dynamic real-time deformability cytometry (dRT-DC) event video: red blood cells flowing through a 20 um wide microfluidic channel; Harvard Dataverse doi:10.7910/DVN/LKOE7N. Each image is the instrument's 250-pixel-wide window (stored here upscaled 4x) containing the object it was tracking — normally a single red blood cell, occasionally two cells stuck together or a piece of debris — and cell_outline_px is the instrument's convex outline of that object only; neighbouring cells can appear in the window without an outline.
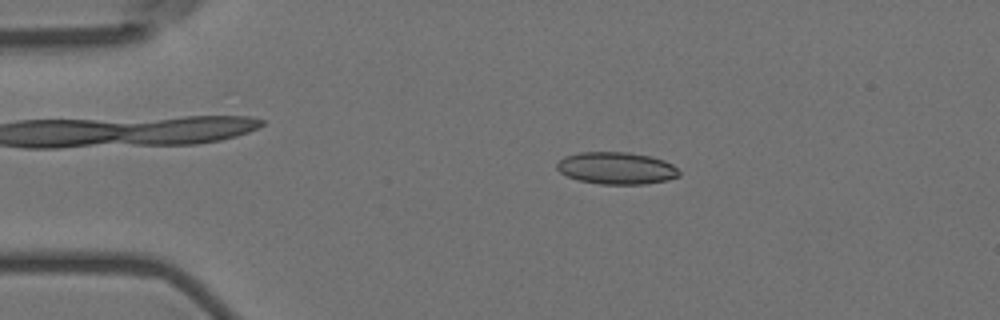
{"species": "Egyptian fruit bat (a non-hibernating species)", "species_latin": "Rousettus aegyptiacus", "temperature_condition": "room temperature", "stored_images_in_passage": 55, "camera_frame_rate_fps": 3000, "um_per_image_px": 0.085, "animal": {"sex": "female"}, "frame": {"image": 1, "passage_image": 10, "time_ms": 3.0, "image_size_px": [1000, 320], "cell_outline_px": [[680, 176], [668, 180], [644, 184], [600, 184], [580, 180], [568, 176], [560, 172], [556, 168], [556, 164], [564, 156], [580, 152], [628, 152], [648, 156], [664, 160], [672, 164], [680, 172]], "centroid_in_image_um": [52.4, 14.29], "position_along_channel_um": 32.6, "area_um2": 22.83}}
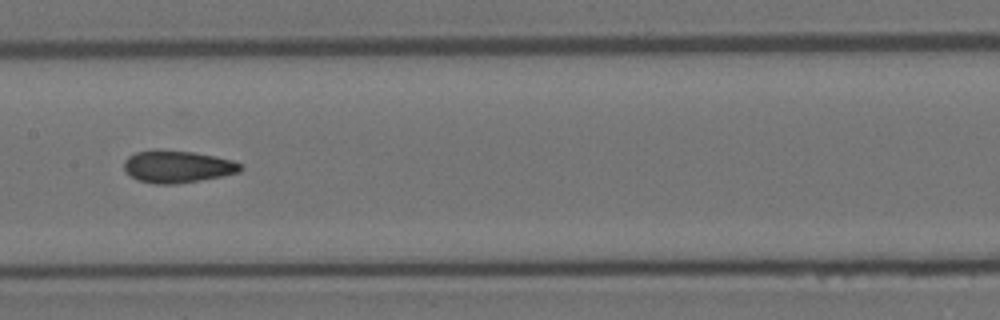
{"frame": {"image": 2, "passage_image": 27, "time_ms": 8.667, "image_size_px": [1000, 320], "cell_outline_px": [[244, 168], [240, 172], [220, 176], [176, 184], [156, 184], [136, 180], [124, 168], [124, 160], [128, 156], [136, 152], [156, 148], [160, 148], [192, 152], [216, 156], [232, 160], [240, 164]], "centroid_in_image_um": [15.05, 14.14], "position_along_channel_um": 192.3, "area_um2": 22.02}}
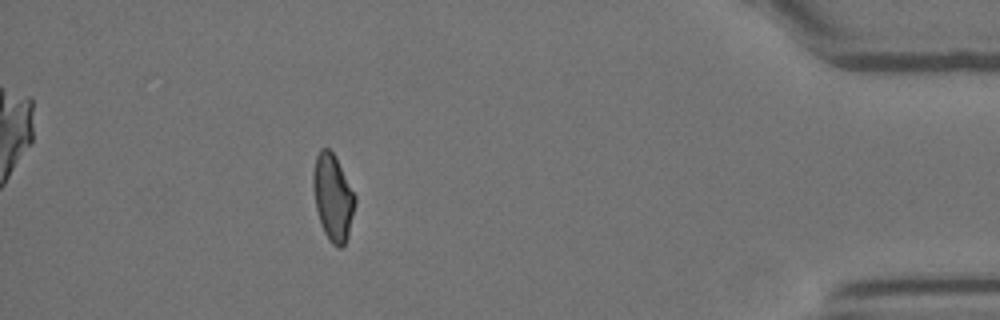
{"frame": {"image": 3, "passage_image": 49, "time_ms": 16.0, "image_size_px": [1000, 320], "cell_outline_px": [[356, 204], [348, 236], [344, 244], [340, 248], [336, 248], [328, 240], [324, 232], [316, 208], [312, 184], [312, 172], [316, 156], [320, 148], [328, 148], [336, 156], [356, 196]], "centroid_in_image_um": [28.3, 16.77], "position_along_channel_um": 406.9, "area_um2": 21.33}, "authors_computed_cell_mechanics": {"area_um2": 21.8484, "velocity_mm_per_s": 3.6068, "shape_relaxation_time_tau1_ms": null, "shape_relaxation_time_tau2_ms": 2.2012, "deformation_change_tau1": null, "deformation_change_tau2": 0.0891}}